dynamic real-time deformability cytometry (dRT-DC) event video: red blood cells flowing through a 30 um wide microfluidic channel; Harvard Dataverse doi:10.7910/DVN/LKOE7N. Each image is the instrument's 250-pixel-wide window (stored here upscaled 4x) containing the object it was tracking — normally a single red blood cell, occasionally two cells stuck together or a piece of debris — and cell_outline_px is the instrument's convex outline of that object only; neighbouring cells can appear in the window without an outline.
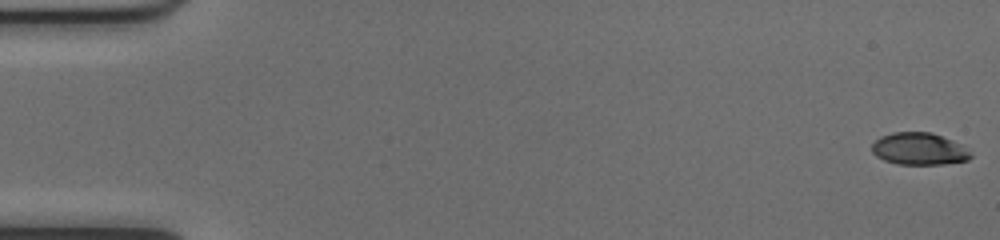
{"species": "common noctule bat (a hibernating species)", "species_latin": "Nyctalus noctula", "temperature_condition": "cold", "stored_images_in_passage": 50, "camera_frame_rate_fps": 3000, "um_per_image_px": 0.085, "animal": {"sex": "female", "body_mass_g": 17.0, "forearm_length_mm": 48.0}, "frame": {"image": 1, "passage_image": 1, "time_ms": 0.0, "image_size_px": [1000, 240], "cell_outline_px": [[972, 156], [968, 160], [944, 164], [896, 164], [884, 160], [876, 156], [872, 152], [872, 144], [880, 136], [892, 132], [932, 132], [952, 140], [960, 144]], "centroid_in_image_um": [78.08, 12.65], "position_along_channel_um": 6.9, "area_um2": 18.44}}
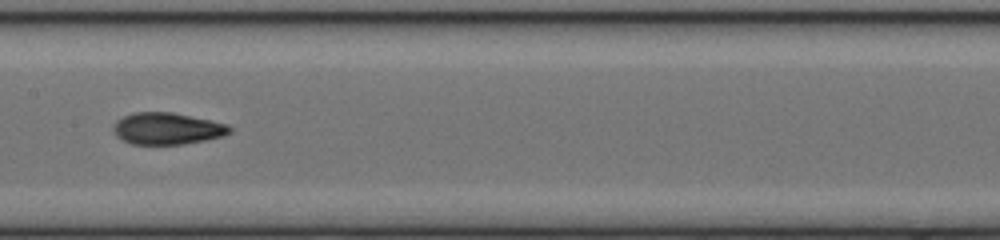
{"frame": {"image": 2, "passage_image": 27, "time_ms": 8.667, "image_size_px": [1000, 240], "cell_outline_px": [[232, 132], [224, 136], [184, 144], [132, 144], [116, 136], [112, 128], [112, 124], [116, 120], [124, 116], [136, 112], [172, 112], [228, 124], [232, 128]], "centroid_in_image_um": [14.21, 10.93], "position_along_channel_um": 193.2, "area_um2": 21.56}}
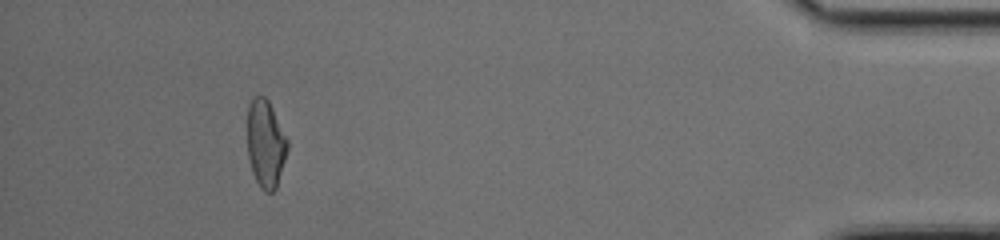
{"frame": {"image": 3, "passage_image": 48, "time_ms": 15.667, "image_size_px": [1000, 240], "cell_outline_px": [[288, 148], [276, 188], [272, 192], [264, 192], [260, 188], [252, 172], [248, 156], [248, 104], [256, 96], [264, 96], [268, 100], [288, 140]], "centroid_in_image_um": [22.57, 12.23], "position_along_channel_um": 412.6, "area_um2": 20.29}}